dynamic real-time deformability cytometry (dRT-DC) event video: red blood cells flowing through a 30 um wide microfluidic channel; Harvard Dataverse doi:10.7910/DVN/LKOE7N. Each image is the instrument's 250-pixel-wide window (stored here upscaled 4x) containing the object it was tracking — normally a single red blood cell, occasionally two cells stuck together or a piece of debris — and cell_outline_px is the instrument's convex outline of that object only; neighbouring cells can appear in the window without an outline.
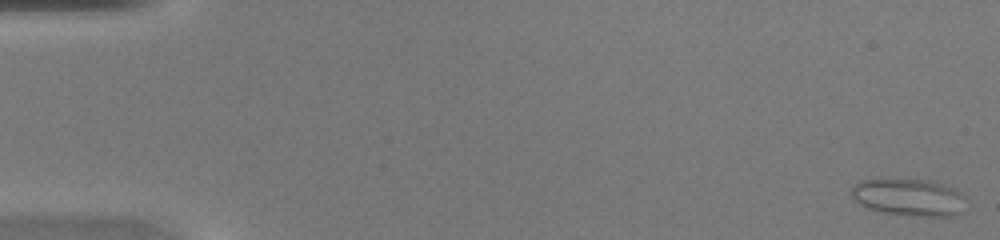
{"species": "common noctule bat (a hibernating species)", "species_latin": "Nyctalus noctula", "temperature_condition": "warm", "stored_images_in_passage": 46, "camera_frame_rate_fps": 3000, "um_per_image_px": 0.085, "animal": {"sex": "female", "body_mass_g": 20.0, "forearm_length_mm": 54.0}, "frame": {"image": 1, "passage_image": 1, "time_ms": 0.0, "image_size_px": [1000, 240], "cell_outline_px": [[968, 200], [956, 216], [924, 216], [884, 212], [868, 208], [852, 200], [852, 184], [860, 180], [880, 176], [928, 180], [952, 188], [960, 192]], "centroid_in_image_um": [77.18, 16.71], "position_along_channel_um": 7.8, "area_um2": 25.49}}
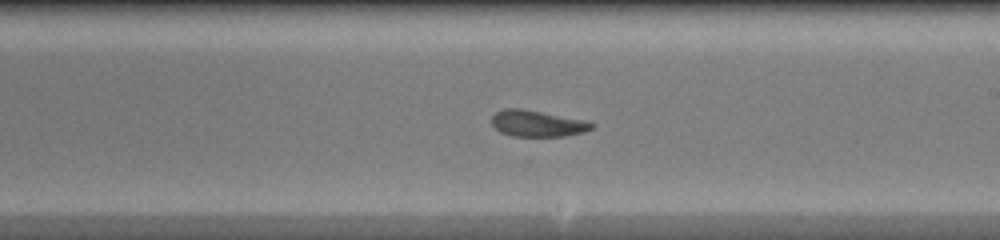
{"frame": {"image": 2, "passage_image": 27, "time_ms": 8.667, "image_size_px": [1000, 240], "cell_outline_px": [[596, 124], [592, 128], [584, 132], [564, 136], [512, 136], [500, 132], [492, 124], [492, 116], [496, 112], [504, 108], [520, 108], [580, 120]], "centroid_in_image_um": [45.62, 10.51], "position_along_channel_um": 243.4, "area_um2": 14.97}}
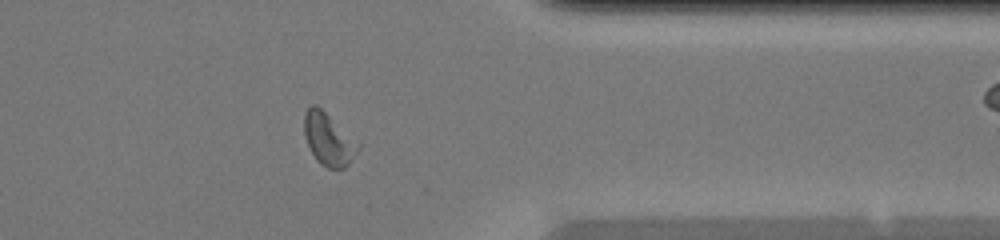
{"frame": {"image": 3, "passage_image": 37, "time_ms": 12.0, "image_size_px": [1000, 240], "cell_outline_px": [[360, 148], [348, 164], [344, 168], [328, 168], [320, 164], [316, 160], [304, 136], [304, 112], [312, 104], [316, 104], [360, 144]], "centroid_in_image_um": [27.9, 11.84], "position_along_channel_um": 383.5, "area_um2": 16.18}}